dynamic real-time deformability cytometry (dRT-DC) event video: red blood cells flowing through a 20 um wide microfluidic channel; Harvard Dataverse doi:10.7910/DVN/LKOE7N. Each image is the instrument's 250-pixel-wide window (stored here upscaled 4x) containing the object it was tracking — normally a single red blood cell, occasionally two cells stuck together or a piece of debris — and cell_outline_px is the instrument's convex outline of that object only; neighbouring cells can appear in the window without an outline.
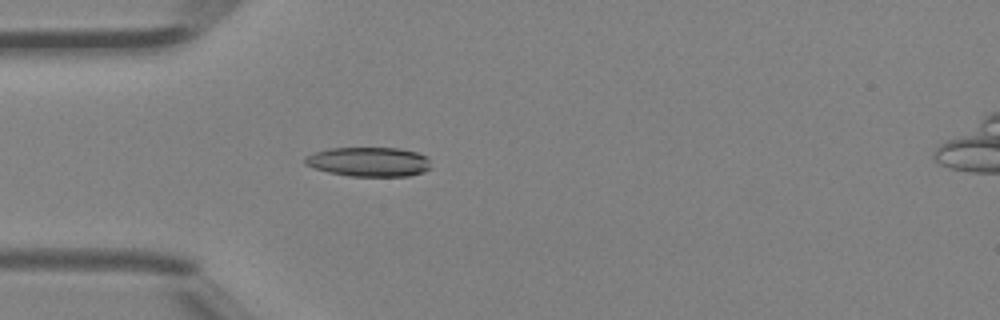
{"species": "Egyptian fruit bat (a non-hibernating species)", "species_latin": "Rousettus aegyptiacus", "temperature_condition": "room temperature", "stored_images_in_passage": 44, "camera_frame_rate_fps": 3000, "um_per_image_px": 0.085, "animal": {"sex": "female"}, "frame": {"image": 1, "passage_image": 14, "time_ms": 4.333, "image_size_px": [1000, 320], "cell_outline_px": [[432, 168], [424, 172], [408, 176], [352, 176], [328, 172], [304, 164], [304, 156], [312, 152], [328, 148], [400, 148], [420, 152], [428, 156]], "centroid_in_image_um": [31.39, 13.74], "position_along_channel_um": 53.6, "area_um2": 21.96}}
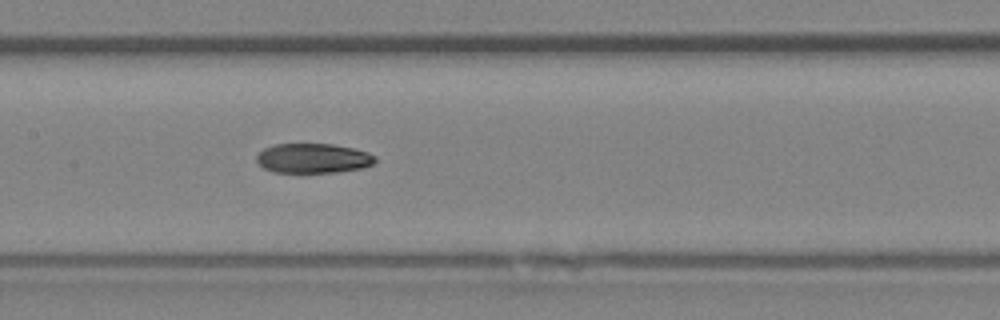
{"frame": {"image": 2, "passage_image": 23, "time_ms": 7.333, "image_size_px": [1000, 320], "cell_outline_px": [[376, 160], [372, 164], [364, 168], [336, 172], [272, 172], [264, 168], [256, 160], [256, 156], [264, 148], [276, 144], [332, 144], [352, 148], [368, 152], [376, 156]], "centroid_in_image_um": [26.63, 13.45], "position_along_channel_um": 180.8, "area_um2": 20.46}}
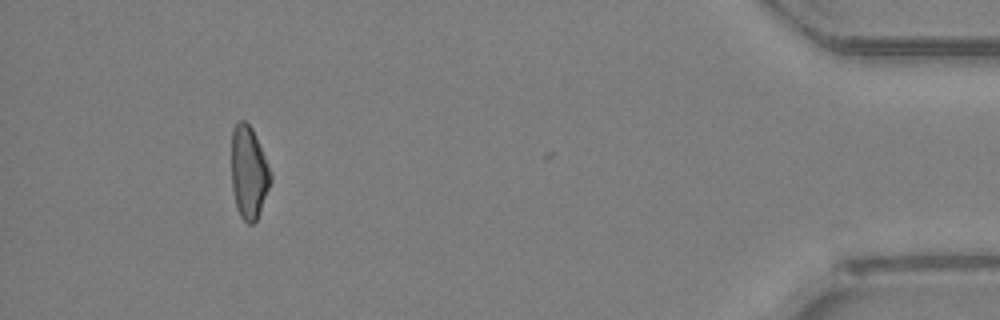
{"frame": {"image": 3, "passage_image": 43, "time_ms": 14.0, "image_size_px": [1000, 320], "cell_outline_px": [[272, 180], [260, 212], [256, 220], [252, 224], [248, 224], [240, 216], [236, 208], [232, 188], [232, 128], [236, 120], [244, 120], [252, 128], [268, 164], [272, 176]], "centroid_in_image_um": [21.14, 14.65], "position_along_channel_um": 414.1, "area_um2": 21.21}, "authors_computed_cell_mechanics": {"area_um2": 21.5016, "velocity_mm_per_s": 4.5007, "shape_relaxation_time_tau1_ms": null, "shape_relaxation_time_tau2_ms": 5.1503, "deformation_change_tau1": null, "deformation_change_tau2": 0.138}}